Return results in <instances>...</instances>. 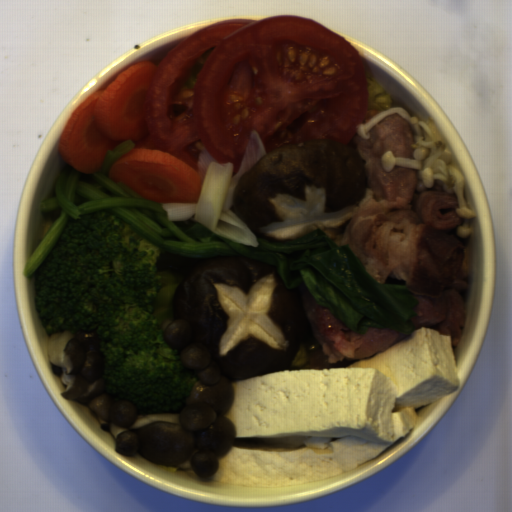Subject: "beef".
<instances>
[{"instance_id": "835553da", "label": "beef", "mask_w": 512, "mask_h": 512, "mask_svg": "<svg viewBox=\"0 0 512 512\" xmlns=\"http://www.w3.org/2000/svg\"><path fill=\"white\" fill-rule=\"evenodd\" d=\"M300 298L311 323L312 333L321 345L329 365H335L341 360L355 363L365 360L408 337L394 329L373 325L364 334H359L340 321L329 307L319 305L308 289L302 292Z\"/></svg>"}, {"instance_id": "33117281", "label": "beef", "mask_w": 512, "mask_h": 512, "mask_svg": "<svg viewBox=\"0 0 512 512\" xmlns=\"http://www.w3.org/2000/svg\"><path fill=\"white\" fill-rule=\"evenodd\" d=\"M369 140L355 135L356 152L372 194L346 225L342 245L357 256L369 276L382 284L406 285L418 303L411 321L438 329L457 346L465 328L463 293L469 285V252L457 236L463 221L458 199L441 185L418 191L416 168L385 171L386 152L413 158L415 130L400 114H390L370 130Z\"/></svg>"}, {"instance_id": "3709a7b0", "label": "beef", "mask_w": 512, "mask_h": 512, "mask_svg": "<svg viewBox=\"0 0 512 512\" xmlns=\"http://www.w3.org/2000/svg\"><path fill=\"white\" fill-rule=\"evenodd\" d=\"M381 112H384V111H380V110H376V109H373V108H370L369 110H367V113H366V116H365V123L370 120L371 118H373L374 116H376L377 114L381 113Z\"/></svg>"}]
</instances>
